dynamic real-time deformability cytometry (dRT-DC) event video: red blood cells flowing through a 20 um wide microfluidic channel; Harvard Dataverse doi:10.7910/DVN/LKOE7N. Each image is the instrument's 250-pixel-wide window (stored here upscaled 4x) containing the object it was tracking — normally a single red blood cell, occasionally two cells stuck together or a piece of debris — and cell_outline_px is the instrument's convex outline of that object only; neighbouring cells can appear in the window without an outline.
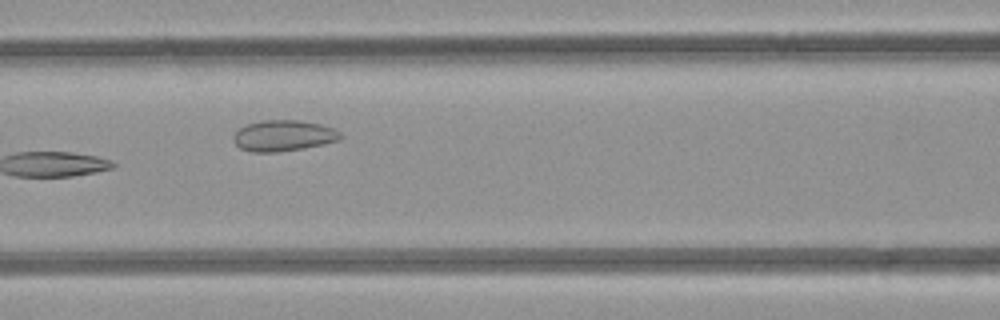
{"species": "common noctule bat (a hibernating species)", "species_latin": "Nyctalus noctula", "temperature_condition": "room temperature", "stored_images_in_passage": 7, "camera_frame_rate_fps": 3000, "um_per_image_px": 0.085, "animal": {"sex": "female", "body_mass_g": 21.9}, "frame": {"image": 1, "passage_image": 5, "time_ms": 4.333, "image_size_px": [1000, 320], "cell_outline_px": [[344, 136], [340, 140], [324, 144], [304, 148], [276, 152], [252, 152], [240, 148], [232, 140], [232, 136], [240, 128], [248, 124], [260, 120], [300, 120], [320, 124], [336, 128]], "centroid_in_image_um": [24.12, 11.53], "position_along_channel_um": 142.5, "area_um2": 19.54}}
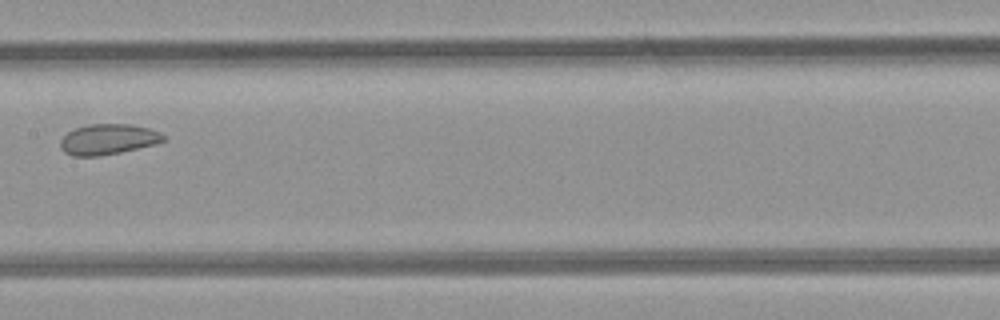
{"frame": {"image": 2, "passage_image": 6, "time_ms": 5.667, "image_size_px": [1000, 320], "cell_outline_px": [[168, 140], [156, 144], [120, 152], [100, 156], [72, 156], [64, 152], [60, 148], [60, 140], [68, 132], [76, 128], [88, 124], [132, 124], [148, 128], [160, 132]], "centroid_in_image_um": [9.2, 11.84], "position_along_channel_um": 198.2, "area_um2": 18.44}}
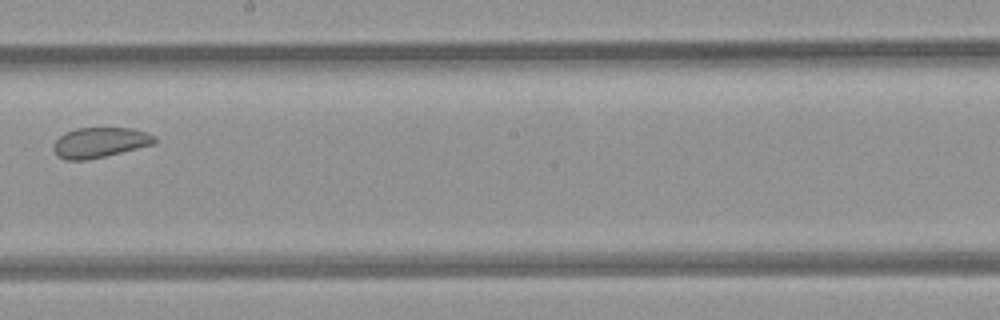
{"frame": {"image": 3, "passage_image": 7, "time_ms": 6.667, "image_size_px": [1000, 320], "cell_outline_px": [[156, 144], [88, 160], [64, 160], [56, 156], [52, 148], [52, 144], [64, 132], [76, 128], [132, 128], [156, 136]], "centroid_in_image_um": [8.45, 12.12], "position_along_channel_um": 239.7, "area_um2": 18.03}}